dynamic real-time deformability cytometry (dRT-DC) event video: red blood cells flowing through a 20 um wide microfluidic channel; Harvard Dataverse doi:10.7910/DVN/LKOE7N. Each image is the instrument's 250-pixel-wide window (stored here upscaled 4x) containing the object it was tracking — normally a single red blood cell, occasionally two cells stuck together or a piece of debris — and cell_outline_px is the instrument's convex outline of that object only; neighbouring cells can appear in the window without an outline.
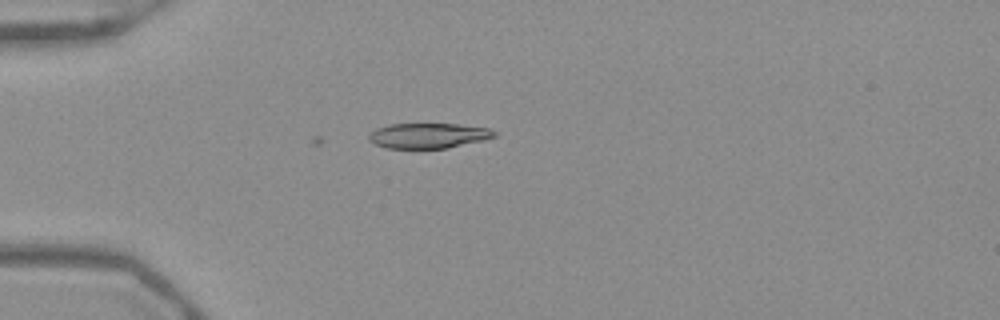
{"species": "Egyptian fruit bat (a non-hibernating species)", "species_latin": "Rousettus aegyptiacus", "temperature_condition": "warm", "stored_images_in_passage": 5, "camera_frame_rate_fps": 3000, "um_per_image_px": 0.085, "frame": {"image": 1, "passage_image": 5, "time_ms": 1.333, "image_size_px": [1000, 320], "cell_outline_px": [[496, 136], [484, 140], [444, 148], [388, 148], [376, 144], [368, 140], [368, 136], [376, 128], [388, 124], [456, 124], [488, 128], [496, 132]], "centroid_in_image_um": [36.39, 11.52], "position_along_channel_um": 48.6, "area_um2": 18.21}}